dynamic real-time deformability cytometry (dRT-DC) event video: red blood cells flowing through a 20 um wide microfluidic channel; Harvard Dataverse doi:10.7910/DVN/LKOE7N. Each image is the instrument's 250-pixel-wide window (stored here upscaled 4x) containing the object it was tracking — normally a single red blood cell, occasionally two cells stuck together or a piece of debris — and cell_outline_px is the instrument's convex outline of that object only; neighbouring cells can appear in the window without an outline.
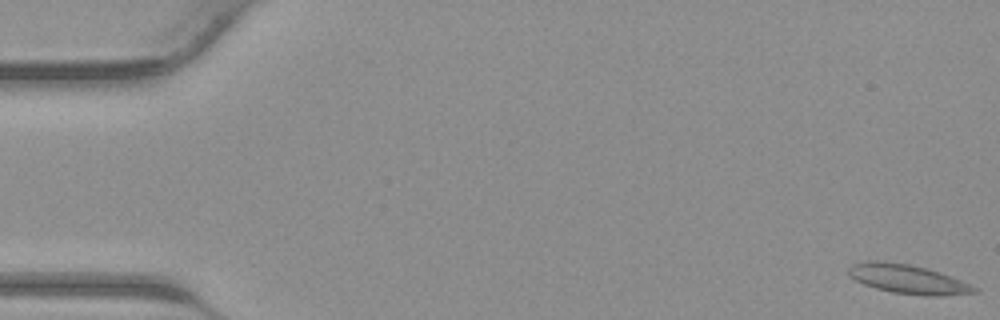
{"species": "common noctule bat (a hibernating species)", "species_latin": "Nyctalus noctula", "temperature_condition": "warm", "stored_images_in_passage": 42, "camera_frame_rate_fps": 3000, "um_per_image_px": 0.085, "animal": {"sex": "male", "body_mass_g": 23.1, "forearm_length_mm": 52.7}, "frame": {"image": 1, "passage_image": 1, "time_ms": 0.0, "image_size_px": [1000, 320], "cell_outline_px": [[980, 292], [940, 296], [928, 296], [892, 292], [876, 288], [864, 284], [848, 276], [848, 268], [852, 264], [864, 260], [880, 260], [908, 264], [928, 268], [940, 272], [972, 284], [980, 288]], "centroid_in_image_um": [77.19, 23.72], "position_along_channel_um": 7.8, "area_um2": 21.68}}
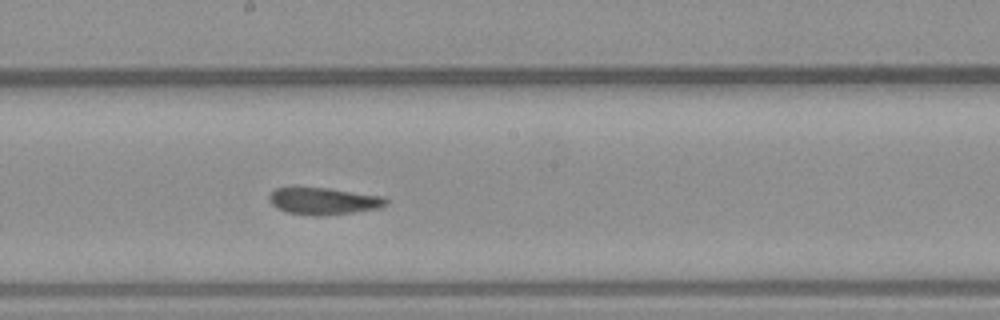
{"frame": {"image": 2, "passage_image": 23, "time_ms": 7.333, "image_size_px": [1000, 320], "cell_outline_px": [[388, 204], [380, 208], [328, 216], [316, 216], [288, 212], [276, 208], [268, 200], [268, 196], [276, 188], [328, 188], [384, 196], [388, 200]], "centroid_in_image_um": [27.54, 17.1], "position_along_channel_um": 220.7, "area_um2": 18.44}}
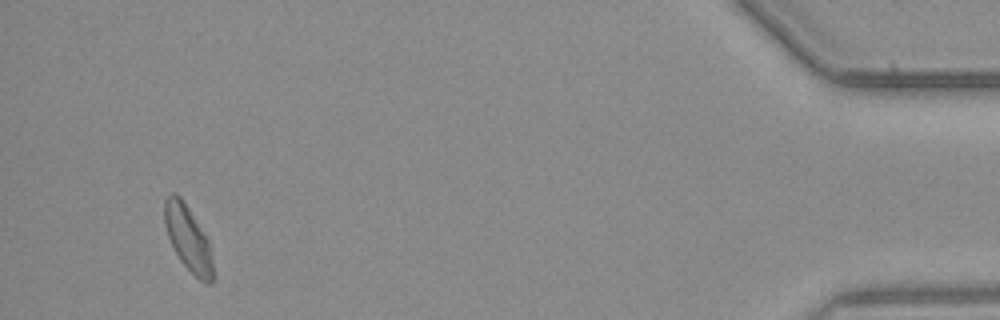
{"frame": {"image": 3, "passage_image": 40, "time_ms": 13.0, "image_size_px": [1000, 320], "cell_outline_px": [[212, 284], [208, 284], [200, 280], [180, 260], [168, 236], [164, 224], [164, 200], [168, 192], [176, 192], [184, 200], [208, 240], [212, 256]], "centroid_in_image_um": [15.96, 20.19], "position_along_channel_um": 419.2, "area_um2": 18.26}}